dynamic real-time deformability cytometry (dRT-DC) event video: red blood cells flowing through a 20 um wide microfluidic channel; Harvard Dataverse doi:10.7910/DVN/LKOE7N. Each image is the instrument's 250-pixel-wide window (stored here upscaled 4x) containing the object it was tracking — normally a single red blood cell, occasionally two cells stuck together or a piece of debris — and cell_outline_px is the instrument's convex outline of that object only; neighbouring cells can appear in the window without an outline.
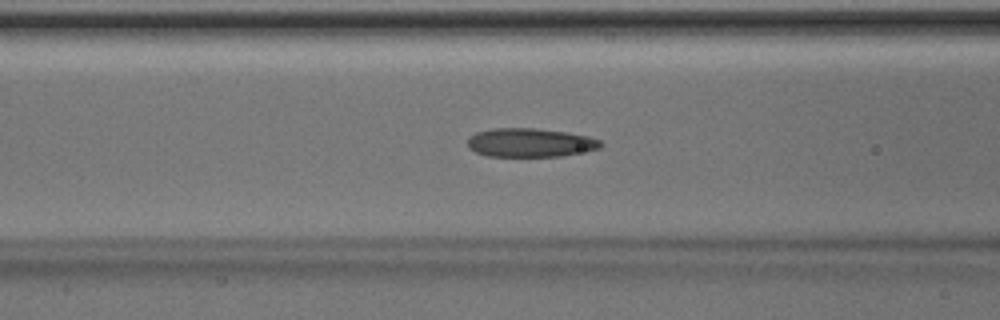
{"species": "Egyptian fruit bat (a non-hibernating species)", "species_latin": "Rousettus aegyptiacus", "temperature_condition": "room temperature", "stored_images_in_passage": 49, "camera_frame_rate_fps": 3000, "um_per_image_px": 0.085, "animal": {"sex": "male"}, "frame": {"image": 1, "passage_image": 19, "time_ms": 6.0, "image_size_px": [1000, 320], "cell_outline_px": [[604, 144], [600, 148], [560, 156], [488, 156], [476, 152], [468, 148], [468, 136], [476, 132], [496, 128], [536, 128], [568, 132], [588, 136], [600, 140]], "centroid_in_image_um": [45.06, 12.11], "position_along_channel_um": 121.5, "area_um2": 22.31}}
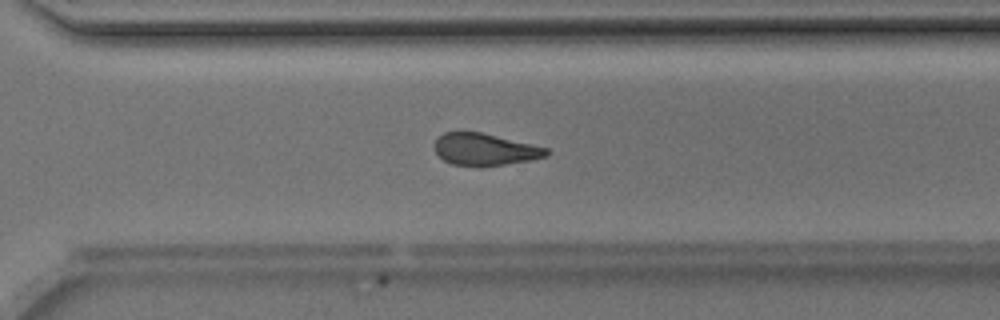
{"frame": {"image": 2, "passage_image": 34, "time_ms": 11.0, "image_size_px": [1000, 320], "cell_outline_px": [[552, 152], [548, 156], [528, 160], [480, 168], [452, 164], [444, 160], [436, 152], [432, 144], [444, 132], [480, 132], [532, 144], [548, 148]], "centroid_in_image_um": [41.21, 12.72], "position_along_channel_um": 329.4, "area_um2": 21.04}}
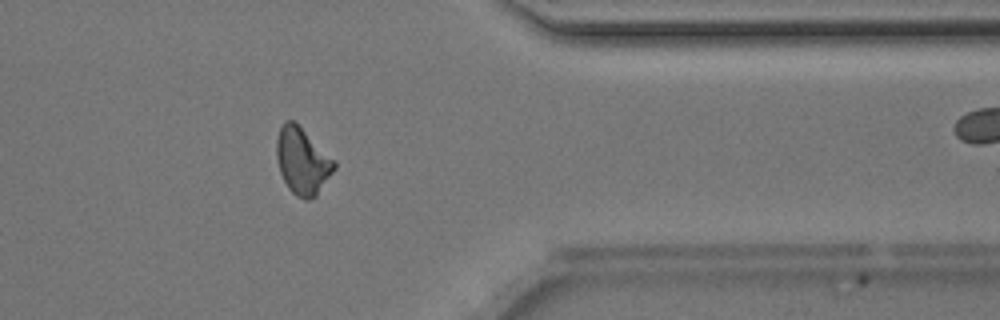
{"frame": {"image": 3, "passage_image": 39, "time_ms": 12.667, "image_size_px": [1000, 320], "cell_outline_px": [[336, 168], [316, 196], [308, 200], [304, 200], [296, 196], [288, 188], [280, 172], [276, 156], [276, 140], [280, 128], [288, 120], [292, 120], [336, 160]], "centroid_in_image_um": [25.71, 13.73], "position_along_channel_um": 385.7, "area_um2": 22.2}, "authors_computed_cell_mechanics": {"area_um2": 22.4264, "velocity_mm_per_s": 4.1724, "shape_relaxation_time_tau1_ms": 4.8449, "shape_relaxation_time_tau2_ms": 4.0064, "deformation_change_tau1": 0.135, "deformation_change_tau2": 0.1083}}